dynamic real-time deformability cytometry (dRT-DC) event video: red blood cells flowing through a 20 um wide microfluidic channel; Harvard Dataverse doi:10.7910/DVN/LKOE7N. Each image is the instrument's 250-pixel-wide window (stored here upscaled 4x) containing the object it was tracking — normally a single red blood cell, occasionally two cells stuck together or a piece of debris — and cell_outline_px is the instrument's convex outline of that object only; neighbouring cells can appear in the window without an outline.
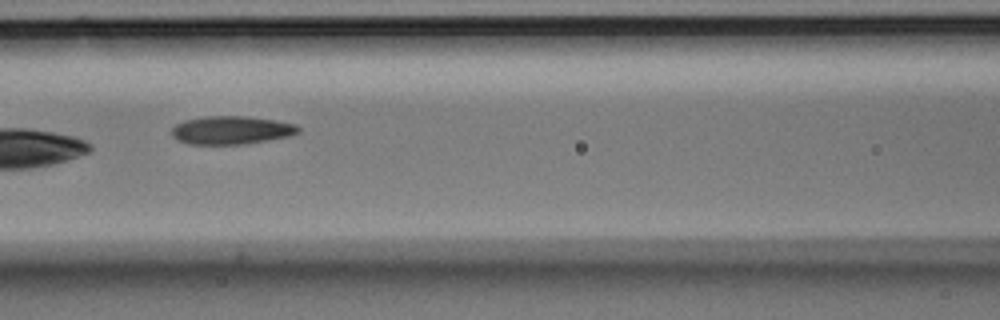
{"species": "Egyptian fruit bat (a non-hibernating species)", "species_latin": "Rousettus aegyptiacus", "temperature_condition": "room temperature", "stored_images_in_passage": 8, "camera_frame_rate_fps": 3000, "um_per_image_px": 0.085, "animal": {"sex": "male"}, "frame": {"image": 1, "passage_image": 6, "time_ms": 1.667, "image_size_px": [1000, 320], "cell_outline_px": [[300, 132], [292, 136], [244, 144], [188, 144], [172, 136], [172, 128], [176, 124], [184, 120], [204, 116], [244, 116], [276, 120], [296, 124], [300, 128]], "centroid_in_image_um": [19.7, 11.06], "position_along_channel_um": 146.9, "area_um2": 20.92}}
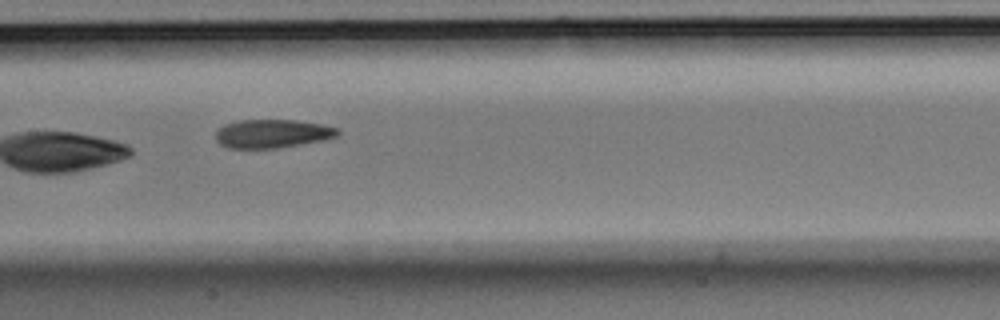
{"frame": {"image": 2, "passage_image": 7, "time_ms": 2.0, "image_size_px": [1000, 320], "cell_outline_px": [[340, 132], [336, 136], [324, 140], [276, 148], [228, 148], [220, 144], [216, 140], [216, 132], [224, 124], [240, 120], [296, 120], [320, 124], [336, 128]], "centroid_in_image_um": [23.12, 11.36], "position_along_channel_um": 184.3, "area_um2": 20.11}}
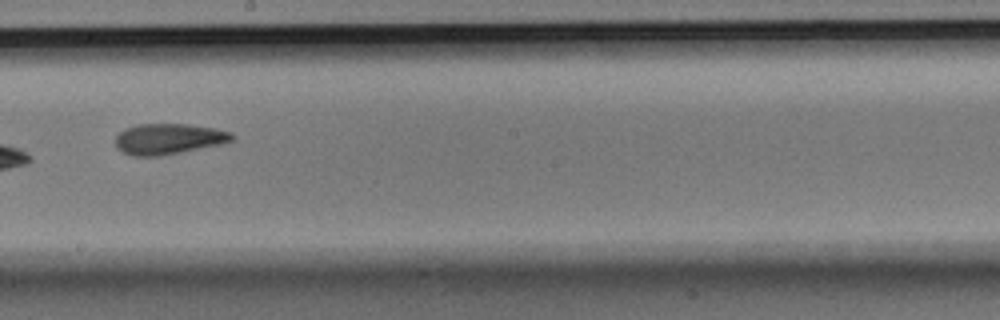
{"frame": {"image": 3, "passage_image": 8, "time_ms": 2.333, "image_size_px": [1000, 320], "cell_outline_px": [[236, 136], [232, 140], [220, 144], [160, 156], [132, 156], [116, 148], [116, 136], [124, 128], [136, 124], [188, 124], [216, 128], [232, 132]], "centroid_in_image_um": [14.32, 11.79], "position_along_channel_um": 233.9, "area_um2": 20.92}}